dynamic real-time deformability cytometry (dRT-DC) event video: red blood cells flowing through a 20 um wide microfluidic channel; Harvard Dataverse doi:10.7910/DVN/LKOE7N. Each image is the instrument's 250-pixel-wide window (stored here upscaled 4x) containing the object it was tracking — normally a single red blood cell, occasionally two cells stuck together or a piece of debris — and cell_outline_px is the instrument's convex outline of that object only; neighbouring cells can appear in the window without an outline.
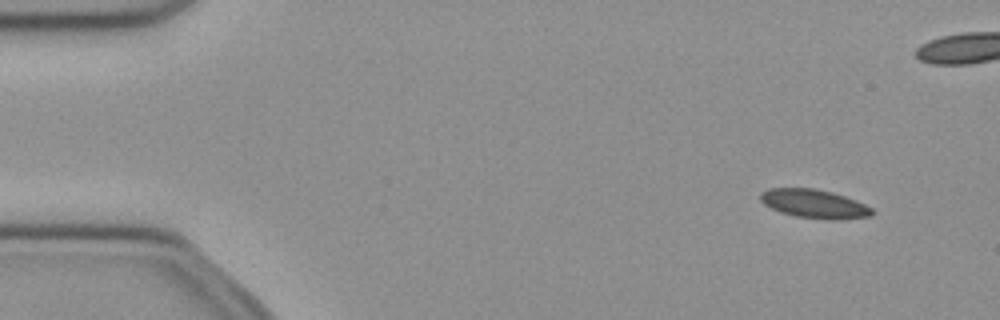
{"species": "common noctule bat (a hibernating species)", "species_latin": "Nyctalus noctula", "temperature_condition": "cold", "stored_images_in_passage": 16, "camera_frame_rate_fps": 3000, "um_per_image_px": 0.085, "animal": {"sex": "female", "body_mass_g": 21.9}, "frame": {"image": 1, "passage_image": 5, "time_ms": 1.333, "image_size_px": [1000, 320], "cell_outline_px": [[876, 212], [872, 216], [844, 220], [824, 220], [796, 216], [780, 212], [764, 204], [760, 200], [760, 192], [768, 188], [816, 188], [832, 192], [856, 200], [872, 208]], "centroid_in_image_um": [69.25, 17.33], "position_along_channel_um": 15.8, "area_um2": 19.02}}